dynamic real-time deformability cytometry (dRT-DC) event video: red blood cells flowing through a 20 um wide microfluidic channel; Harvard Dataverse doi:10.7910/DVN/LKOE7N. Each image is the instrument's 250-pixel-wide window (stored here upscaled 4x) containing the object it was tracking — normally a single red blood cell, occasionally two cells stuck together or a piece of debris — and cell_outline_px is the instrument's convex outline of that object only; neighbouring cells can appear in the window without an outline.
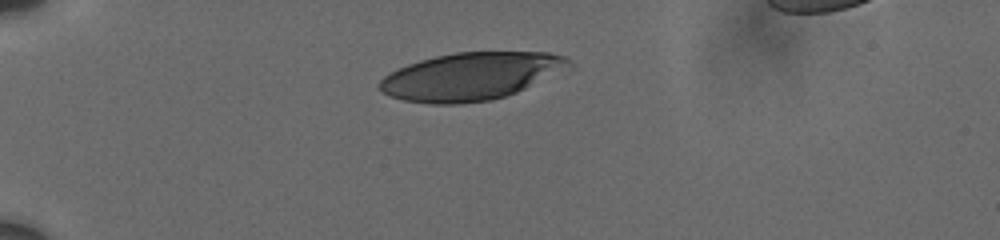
{"species": "human", "species_latin": "Homo sapiens", "temperature_condition": "cold", "stored_images_in_passage": 36, "camera_frame_rate_fps": 3000, "um_per_image_px": 0.085, "donor": {"sex": "male"}, "frame": {"image": 1, "passage_image": 1, "time_ms": 0.0, "image_size_px": [1000, 240], "cell_outline_px": [[568, 60], [524, 88], [516, 92], [492, 100], [456, 104], [432, 104], [404, 100], [388, 96], [380, 92], [376, 88], [376, 84], [384, 76], [408, 64], [420, 60], [436, 56], [456, 52], [548, 52], [564, 56]], "centroid_in_image_um": [39.76, 6.5], "position_along_channel_um": 45.2, "area_um2": 50.81}}
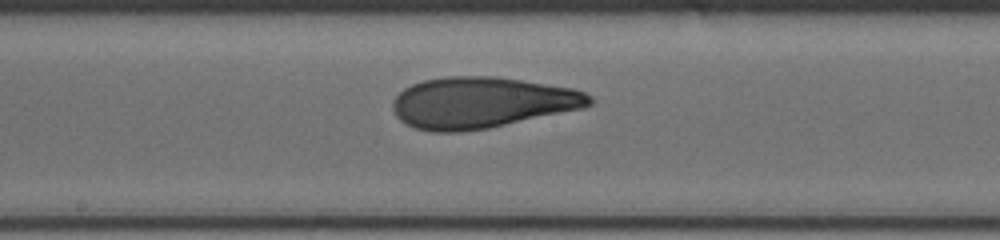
{"frame": {"image": 2, "passage_image": 20, "time_ms": 5.667, "image_size_px": [1000, 240], "cell_outline_px": [[592, 104], [584, 108], [488, 128], [460, 132], [432, 132], [416, 128], [400, 120], [396, 116], [392, 108], [392, 100], [404, 88], [412, 84], [424, 80], [444, 76], [496, 76], [572, 88], [584, 92], [592, 96]], "centroid_in_image_um": [40.92, 8.72], "position_along_channel_um": 207.3, "area_um2": 58.67}}
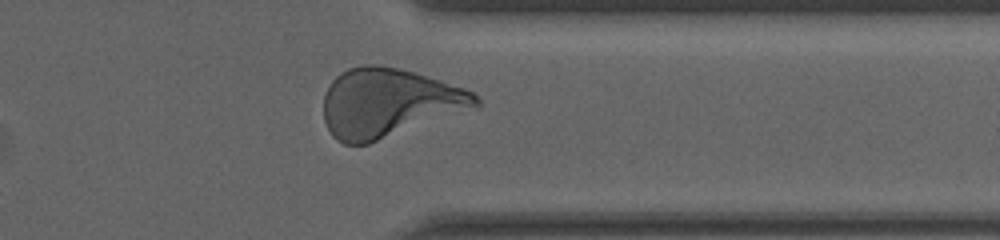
{"frame": {"image": 3, "passage_image": 35, "time_ms": 10.333, "image_size_px": [1000, 240], "cell_outline_px": [[480, 108], [368, 144], [344, 144], [336, 140], [332, 136], [324, 120], [324, 96], [332, 80], [340, 72], [348, 68], [360, 64], [376, 64], [396, 68], [412, 72], [440, 80], [464, 88], [472, 92], [480, 100]], "centroid_in_image_um": [33.07, 8.76], "position_along_channel_um": 378.3, "area_um2": 61.56}}